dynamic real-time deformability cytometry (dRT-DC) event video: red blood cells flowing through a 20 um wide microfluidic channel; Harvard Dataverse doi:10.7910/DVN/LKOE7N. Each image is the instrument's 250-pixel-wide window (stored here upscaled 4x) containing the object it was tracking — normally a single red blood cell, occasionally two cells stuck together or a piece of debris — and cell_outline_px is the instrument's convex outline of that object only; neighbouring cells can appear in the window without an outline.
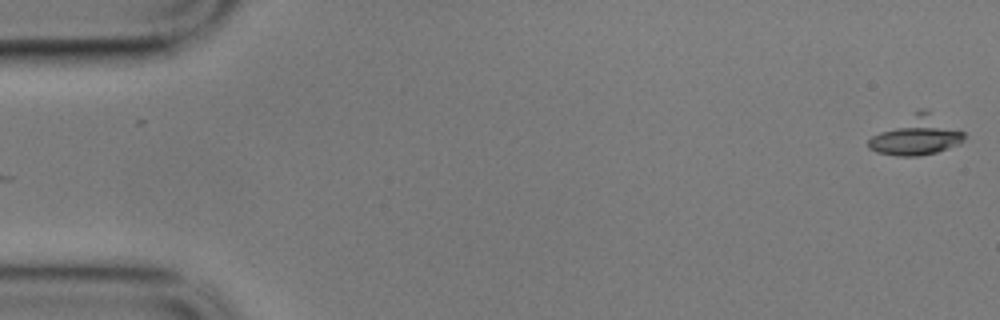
{"species": "common noctule bat (a hibernating species)", "species_latin": "Nyctalus noctula", "temperature_condition": "cold", "stored_images_in_passage": 8, "camera_frame_rate_fps": 3000, "um_per_image_px": 0.085, "animal": {"sex": "male", "body_mass_g": 17.9}, "frame": {"image": 1, "passage_image": 1, "time_ms": 0.0, "image_size_px": [1000, 320], "cell_outline_px": [[964, 140], [960, 144], [936, 152], [916, 156], [900, 156], [876, 152], [868, 148], [868, 140], [872, 136], [912, 112], [920, 108], [924, 108], [964, 132]], "centroid_in_image_um": [77.9, 11.53], "position_along_channel_um": 7.1, "area_um2": 21.44}}
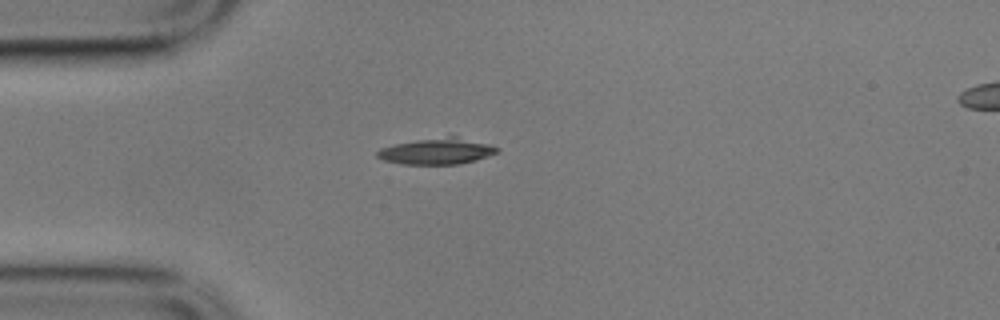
{"frame": {"image": 2, "passage_image": 5, "time_ms": 1.333, "image_size_px": [1000, 320], "cell_outline_px": [[500, 152], [476, 160], [460, 164], [400, 164], [384, 160], [376, 156], [376, 152], [380, 148], [396, 144], [416, 140], [448, 136], [452, 136], [488, 144], [500, 148]], "centroid_in_image_um": [37.14, 12.87], "position_along_channel_um": 47.9, "area_um2": 18.09}}
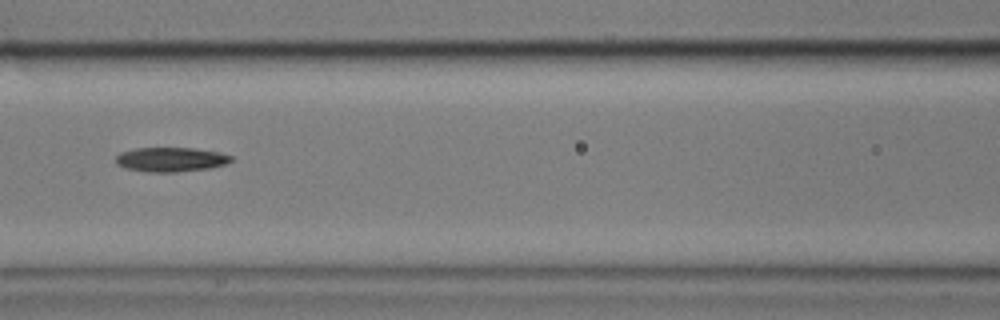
{"frame": {"image": 3, "passage_image": 8, "time_ms": 2.333, "image_size_px": [1000, 320], "cell_outline_px": [[232, 160], [224, 164], [212, 168], [176, 172], [148, 172], [128, 168], [116, 164], [116, 156], [120, 152], [136, 148], [192, 148], [220, 152], [232, 156]], "centroid_in_image_um": [14.53, 13.55], "position_along_channel_um": 152.1, "area_um2": 16.36}}